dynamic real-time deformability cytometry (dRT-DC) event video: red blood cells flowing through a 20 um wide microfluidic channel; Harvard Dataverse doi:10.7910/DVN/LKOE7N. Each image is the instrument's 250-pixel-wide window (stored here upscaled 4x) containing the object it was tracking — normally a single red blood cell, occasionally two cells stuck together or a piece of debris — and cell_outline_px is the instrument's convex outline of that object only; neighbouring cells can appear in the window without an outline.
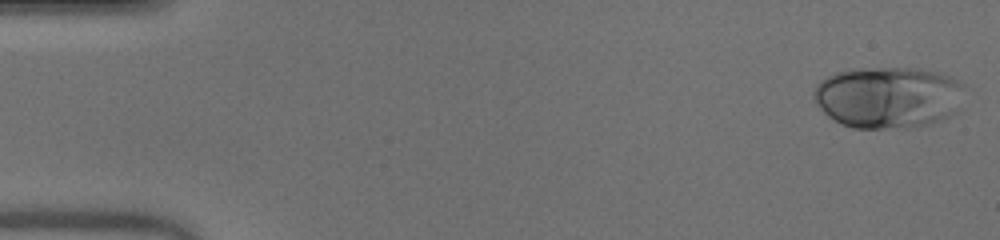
{"species": "human", "species_latin": "Homo sapiens", "temperature_condition": "warm", "stored_images_in_passage": 23, "camera_frame_rate_fps": 3000, "um_per_image_px": 0.085, "donor": {"sex": "male"}, "frame": {"image": 1, "passage_image": 1, "time_ms": 0.0, "image_size_px": [1000, 240], "cell_outline_px": [[964, 84], [956, 112], [940, 120], [916, 128], [852, 128], [840, 124], [828, 116], [816, 104], [812, 96], [812, 92], [816, 84], [820, 80], [836, 72], [856, 68], [920, 68], [936, 72], [960, 80]], "centroid_in_image_um": [75.46, 8.27], "position_along_channel_um": 9.5, "area_um2": 54.62}}
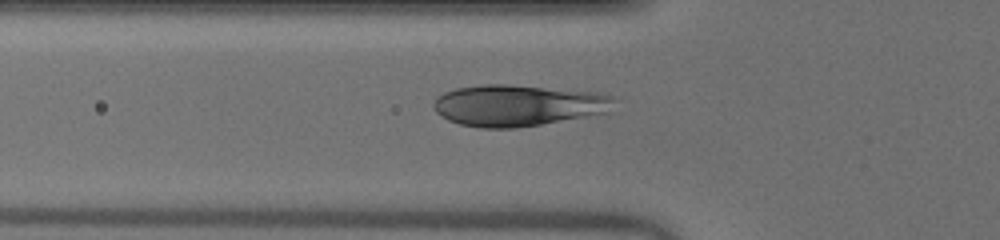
{"frame": {"image": 2, "passage_image": 17, "time_ms": 5.333, "image_size_px": [1000, 240], "cell_outline_px": [[616, 100], [608, 112], [540, 124], [516, 128], [480, 128], [460, 124], [448, 120], [436, 112], [432, 108], [432, 104], [436, 96], [444, 92], [456, 88], [484, 84], [508, 84], [600, 92], [612, 96]], "centroid_in_image_um": [43.99, 8.94], "position_along_channel_um": 81.8, "area_um2": 43.7}}
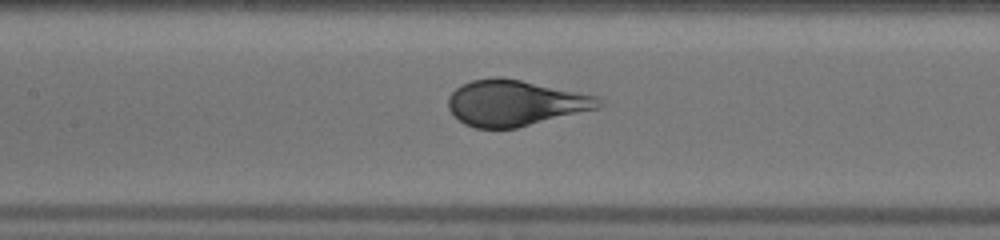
{"frame": {"image": 3, "passage_image": 23, "time_ms": 7.333, "image_size_px": [1000, 240], "cell_outline_px": [[604, 104], [600, 108], [516, 128], [476, 128], [464, 124], [448, 108], [448, 96], [460, 84], [472, 80], [496, 76], [500, 76], [600, 96], [604, 100]], "centroid_in_image_um": [43.82, 8.74], "position_along_channel_um": 163.6, "area_um2": 40.4}}